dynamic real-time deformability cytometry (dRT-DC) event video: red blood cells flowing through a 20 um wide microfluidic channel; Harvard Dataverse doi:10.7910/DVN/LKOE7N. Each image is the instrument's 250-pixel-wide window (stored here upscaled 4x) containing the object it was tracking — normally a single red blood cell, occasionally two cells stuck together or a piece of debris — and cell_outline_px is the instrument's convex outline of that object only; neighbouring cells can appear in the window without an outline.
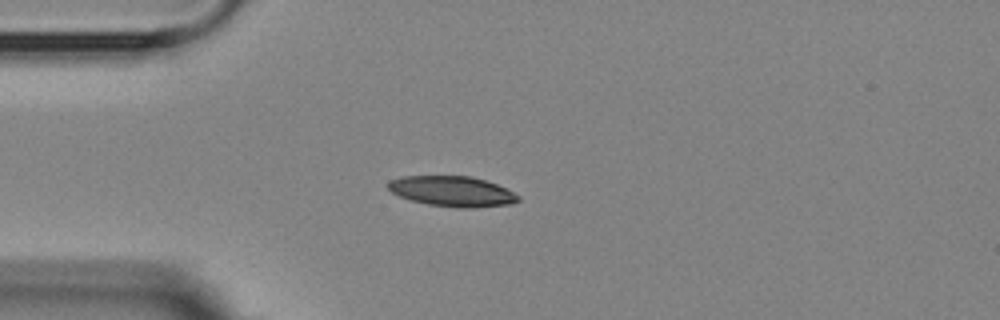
{"species": "Egyptian fruit bat (a non-hibernating species)", "species_latin": "Rousettus aegyptiacus", "temperature_condition": "room temperature", "stored_images_in_passage": 13, "camera_frame_rate_fps": 3000, "um_per_image_px": 0.085, "animal": {"sex": "female"}, "frame": {"image": 1, "passage_image": 2, "time_ms": 1.333, "image_size_px": [1000, 320], "cell_outline_px": [[520, 200], [512, 204], [472, 208], [460, 208], [428, 204], [412, 200], [400, 196], [392, 192], [388, 188], [388, 180], [400, 176], [472, 176], [496, 184], [520, 196]], "centroid_in_image_um": [38.43, 16.26], "position_along_channel_um": 46.6, "area_um2": 22.95}}
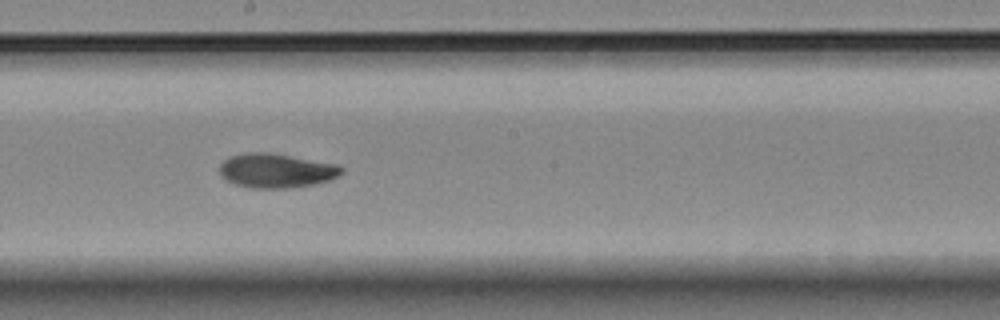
{"frame": {"image": 2, "passage_image": 7, "time_ms": 6.667, "image_size_px": [1000, 320], "cell_outline_px": [[344, 172], [332, 180], [316, 184], [288, 188], [252, 188], [236, 184], [220, 176], [220, 164], [228, 156], [244, 152], [268, 152], [336, 164], [344, 168]], "centroid_in_image_um": [23.49, 14.5], "position_along_channel_um": 224.7, "area_um2": 24.51}}
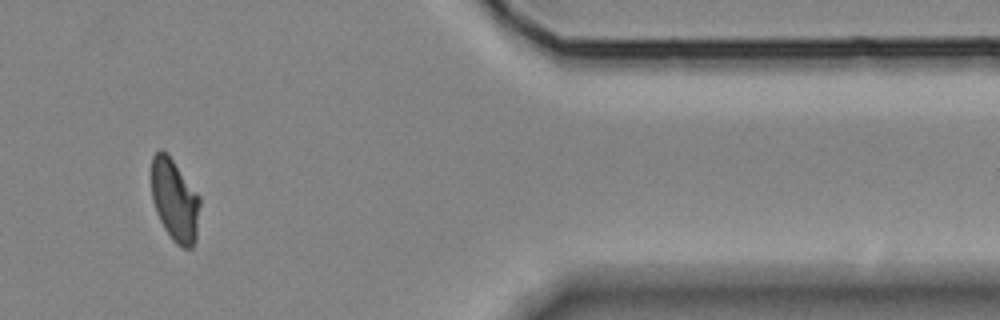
{"frame": {"image": 3, "passage_image": 11, "time_ms": 12.333, "image_size_px": [1000, 320], "cell_outline_px": [[200, 204], [196, 240], [192, 248], [184, 248], [176, 244], [172, 240], [164, 228], [156, 212], [152, 200], [152, 156], [160, 148], [172, 160], [200, 196]], "centroid_in_image_um": [14.86, 17.07], "position_along_channel_um": 396.5, "area_um2": 23.06}, "authors_computed_cell_mechanics": {"area_um2": 23.409, "velocity_mm_per_s": 3.606, "shape_relaxation_time_tau1_ms": null, "shape_relaxation_time_tau2_ms": 3.3509, "deformation_change_tau1": null, "deformation_change_tau2": 0.0631}}